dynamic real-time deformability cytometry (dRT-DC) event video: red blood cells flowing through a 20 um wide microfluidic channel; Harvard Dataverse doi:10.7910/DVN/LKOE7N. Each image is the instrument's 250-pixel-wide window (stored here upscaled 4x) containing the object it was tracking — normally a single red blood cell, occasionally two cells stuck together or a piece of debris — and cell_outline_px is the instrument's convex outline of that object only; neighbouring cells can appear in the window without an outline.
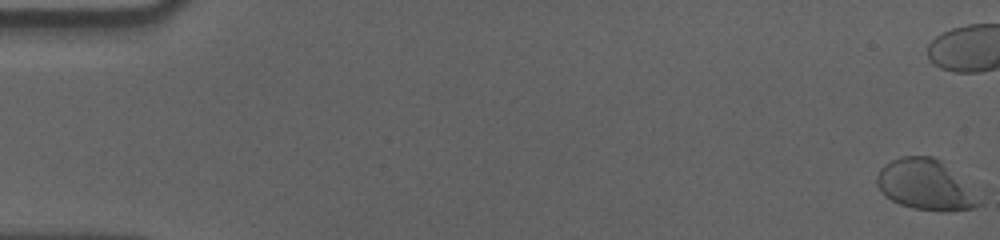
{"species": "human", "species_latin": "Homo sapiens", "temperature_condition": "cold", "stored_images_in_passage": 47, "camera_frame_rate_fps": 3000, "um_per_image_px": 0.085, "donor": {"sex": "male"}, "frame": {"image": 1, "passage_image": 1, "time_ms": 0.0, "image_size_px": [1000, 240], "cell_outline_px": [[980, 204], [972, 208], [944, 212], [940, 212], [912, 208], [900, 204], [884, 196], [880, 192], [876, 184], [876, 176], [880, 168], [884, 164], [900, 156], [932, 156], [940, 160], [980, 200]], "centroid_in_image_um": [78.55, 15.72], "position_along_channel_um": 6.4, "area_um2": 29.54}}